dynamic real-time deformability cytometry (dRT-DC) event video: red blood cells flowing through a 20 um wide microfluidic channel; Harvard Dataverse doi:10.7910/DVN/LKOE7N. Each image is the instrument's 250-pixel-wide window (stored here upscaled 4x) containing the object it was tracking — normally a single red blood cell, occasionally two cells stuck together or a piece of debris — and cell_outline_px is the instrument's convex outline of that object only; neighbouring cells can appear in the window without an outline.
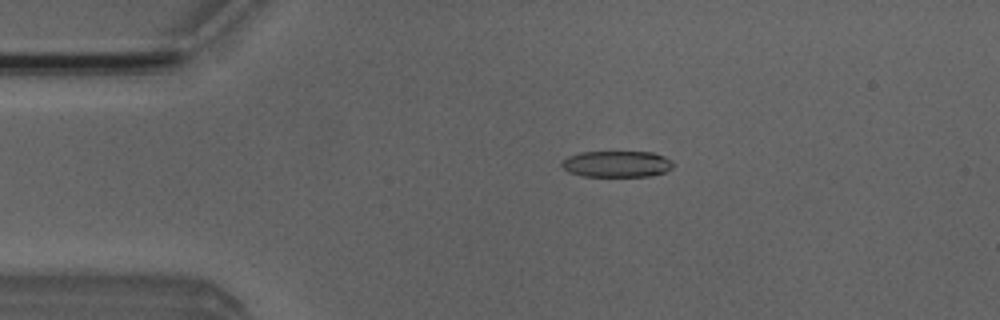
{"species": "Egyptian fruit bat (a non-hibernating species)", "species_latin": "Rousettus aegyptiacus", "temperature_condition": "room temperature", "stored_images_in_passage": 45, "camera_frame_rate_fps": 3000, "um_per_image_px": 0.085, "animal": {"sex": "male"}, "frame": {"image": 1, "passage_image": 3, "time_ms": 0.667, "image_size_px": [1000, 320], "cell_outline_px": [[672, 168], [664, 172], [652, 176], [584, 176], [568, 172], [560, 164], [568, 156], [580, 152], [652, 152], [664, 156], [672, 160]], "centroid_in_image_um": [52.43, 13.94], "position_along_channel_um": 32.6, "area_um2": 17.05}}
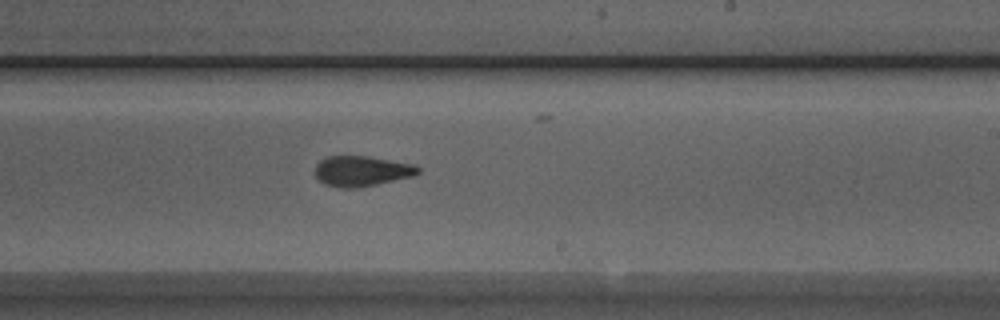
{"frame": {"image": 2, "passage_image": 23, "time_ms": 7.333, "image_size_px": [1000, 320], "cell_outline_px": [[420, 172], [416, 176], [356, 188], [340, 188], [324, 184], [316, 176], [316, 164], [320, 160], [328, 156], [368, 156], [416, 164], [420, 168]], "centroid_in_image_um": [30.79, 14.54], "position_along_channel_um": 258.2, "area_um2": 18.38}}
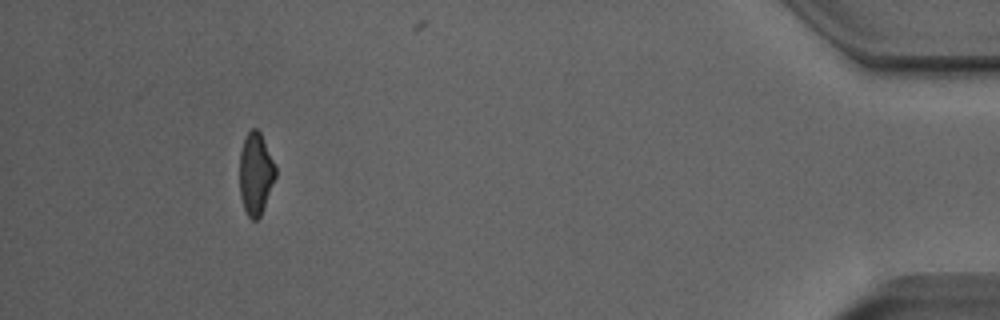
{"frame": {"image": 3, "passage_image": 40, "time_ms": 13.0, "image_size_px": [1000, 320], "cell_outline_px": [[276, 176], [260, 216], [256, 220], [252, 220], [248, 216], [244, 208], [240, 196], [240, 152], [244, 140], [248, 132], [252, 128], [256, 128], [260, 132], [276, 168]], "centroid_in_image_um": [21.72, 14.77], "position_along_channel_um": 413.5, "area_um2": 16.88}, "authors_computed_cell_mechanics": {"area_um2": 18.1492, "velocity_mm_per_s": 3.9882, "shape_relaxation_time_tau1_ms": 4.0518, "shape_relaxation_time_tau2_ms": 1.311, "deformation_change_tau1": 0.1673, "deformation_change_tau2": 0.0912}}